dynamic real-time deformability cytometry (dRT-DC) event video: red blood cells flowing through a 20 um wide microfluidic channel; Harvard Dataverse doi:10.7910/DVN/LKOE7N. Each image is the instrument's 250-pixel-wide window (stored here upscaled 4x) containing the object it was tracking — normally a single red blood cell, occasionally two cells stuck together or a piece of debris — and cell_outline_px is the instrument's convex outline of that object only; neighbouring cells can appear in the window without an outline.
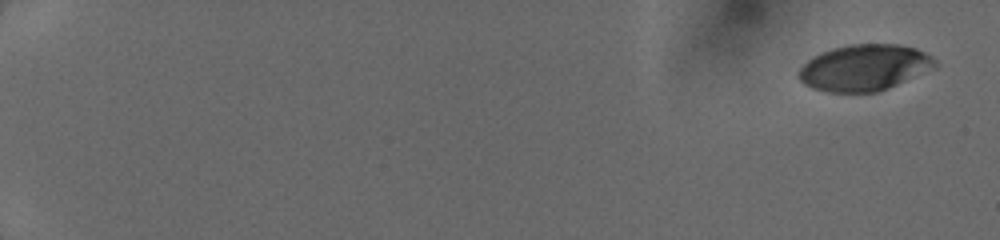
{"species": "human", "species_latin": "Homo sapiens", "temperature_condition": "cold", "stored_images_in_passage": 10, "camera_frame_rate_fps": 3000, "um_per_image_px": 0.085, "donor": {"sex": "female"}, "frame": {"image": 1, "passage_image": 1, "time_ms": 0.0, "image_size_px": [1000, 240], "cell_outline_px": [[936, 68], [876, 92], [828, 92], [812, 88], [804, 84], [796, 76], [796, 72], [812, 56], [832, 48], [848, 44], [896, 44], [916, 48], [932, 56], [936, 60]], "centroid_in_image_um": [73.44, 5.74], "position_along_channel_um": 11.6, "area_um2": 36.76}}
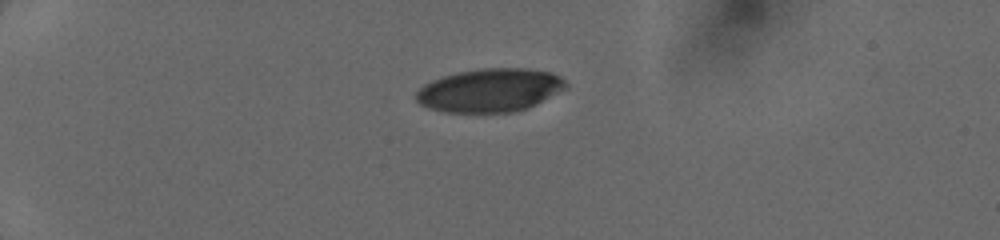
{"frame": {"image": 2, "passage_image": 6, "time_ms": 4.333, "image_size_px": [1000, 240], "cell_outline_px": [[568, 88], [524, 108], [512, 112], [444, 112], [428, 108], [420, 104], [416, 100], [416, 92], [424, 84], [432, 80], [456, 72], [480, 68], [528, 68], [552, 72], [560, 76], [568, 84]], "centroid_in_image_um": [41.63, 7.65], "position_along_channel_um": 43.4, "area_um2": 37.74}}
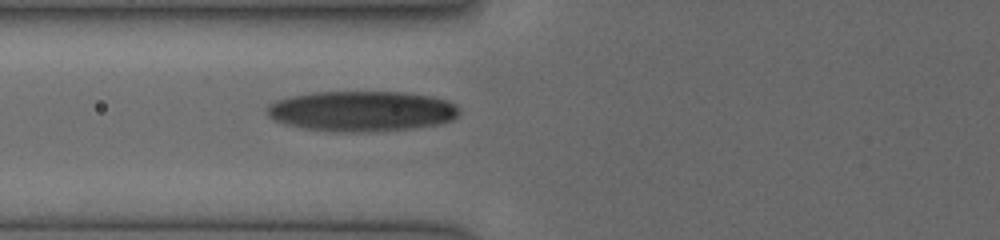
{"frame": {"image": 3, "passage_image": 10, "time_ms": 7.0, "image_size_px": [1000, 240], "cell_outline_px": [[460, 112], [452, 120], [436, 124], [412, 128], [364, 132], [336, 132], [304, 128], [284, 124], [268, 116], [268, 104], [276, 100], [292, 96], [312, 92], [404, 92], [432, 96], [448, 100], [456, 104], [460, 108]], "centroid_in_image_um": [30.76, 9.44], "position_along_channel_um": 95.0, "area_um2": 45.32}}